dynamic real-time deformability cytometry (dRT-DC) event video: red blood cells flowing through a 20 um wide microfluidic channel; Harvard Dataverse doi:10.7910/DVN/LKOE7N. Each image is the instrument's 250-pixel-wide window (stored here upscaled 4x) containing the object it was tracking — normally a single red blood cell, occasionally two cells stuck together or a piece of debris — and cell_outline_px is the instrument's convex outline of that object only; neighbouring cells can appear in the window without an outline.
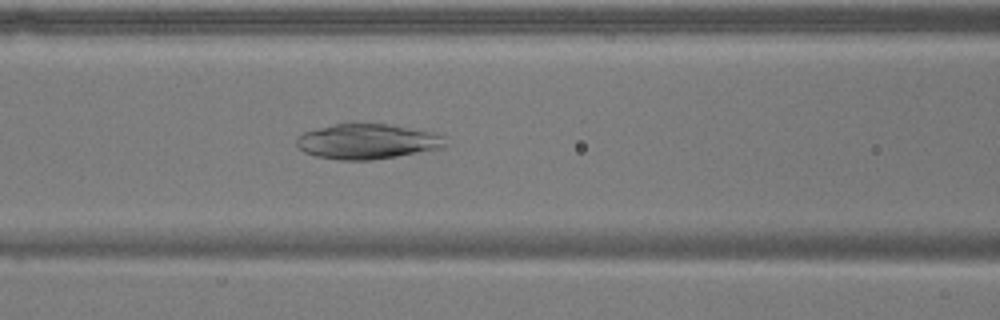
{"species": "common noctule bat (a hibernating species)", "species_latin": "Nyctalus noctula", "temperature_condition": "warm", "stored_images_in_passage": 39, "camera_frame_rate_fps": 3000, "um_per_image_px": 0.085, "animal": {"sex": "male", "body_mass_g": 17.9}, "frame": {"image": 1, "passage_image": 13, "time_ms": 4.0, "image_size_px": [1000, 320], "cell_outline_px": [[444, 148], [372, 160], [336, 160], [316, 156], [304, 152], [296, 144], [296, 136], [304, 132], [316, 128], [336, 124], [388, 124], [432, 132], [444, 136]], "centroid_in_image_um": [31.18, 12.03], "position_along_channel_um": 135.4, "area_um2": 30.35}}
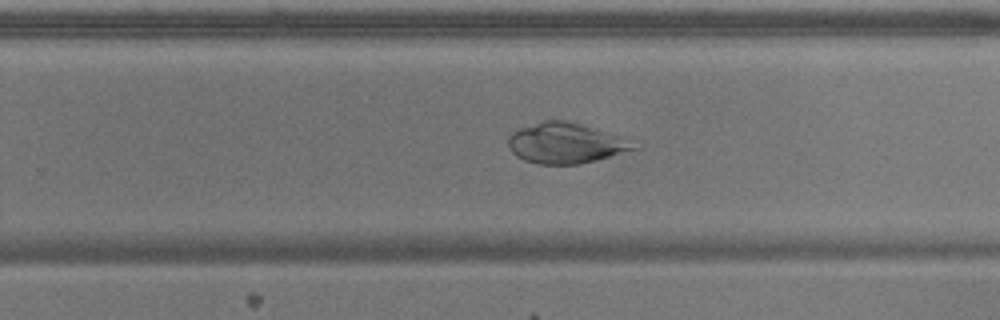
{"frame": {"image": 2, "passage_image": 25, "time_ms": 8.0, "image_size_px": [1000, 320], "cell_outline_px": [[640, 148], [576, 164], [536, 164], [524, 160], [516, 156], [508, 148], [508, 136], [512, 132], [520, 128], [544, 120], [564, 120], [580, 124], [616, 136]], "centroid_in_image_um": [47.94, 12.17], "position_along_channel_um": 281.9, "area_um2": 28.73}}
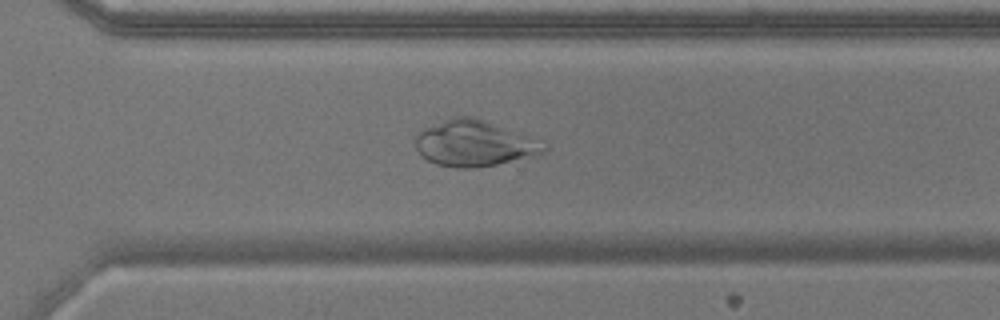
{"frame": {"image": 3, "passage_image": 29, "time_ms": 9.333, "image_size_px": [1000, 320], "cell_outline_px": [[548, 148], [544, 152], [496, 164], [468, 168], [456, 168], [436, 164], [428, 160], [416, 148], [416, 136], [424, 128], [452, 116], [468, 116], [492, 124]], "centroid_in_image_um": [40.14, 12.21], "position_along_channel_um": 330.5, "area_um2": 32.43}}